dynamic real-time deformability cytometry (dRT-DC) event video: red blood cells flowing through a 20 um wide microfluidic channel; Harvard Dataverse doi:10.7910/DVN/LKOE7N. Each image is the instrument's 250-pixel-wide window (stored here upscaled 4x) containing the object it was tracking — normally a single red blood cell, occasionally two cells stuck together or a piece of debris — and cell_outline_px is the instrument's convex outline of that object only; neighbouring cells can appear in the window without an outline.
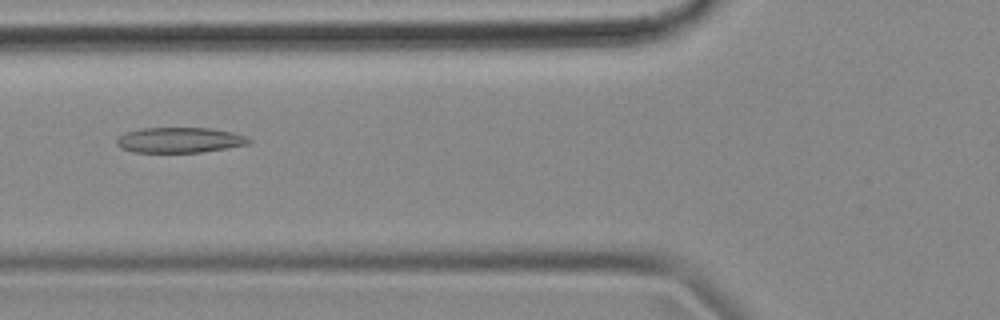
{"species": "common noctule bat (a hibernating species)", "species_latin": "Nyctalus noctula", "temperature_condition": "cold", "stored_images_in_passage": 34, "camera_frame_rate_fps": 3000, "um_per_image_px": 0.085, "animal": {"sex": "female", "body_mass_g": 18.4}, "frame": {"image": 1, "passage_image": 6, "time_ms": 1.667, "image_size_px": [1000, 320], "cell_outline_px": [[252, 140], [248, 144], [228, 148], [200, 152], [132, 152], [120, 148], [116, 144], [116, 140], [124, 132], [140, 128], [212, 128], [232, 132], [244, 136]], "centroid_in_image_um": [15.23, 11.9], "position_along_channel_um": 110.6, "area_um2": 19.59}}
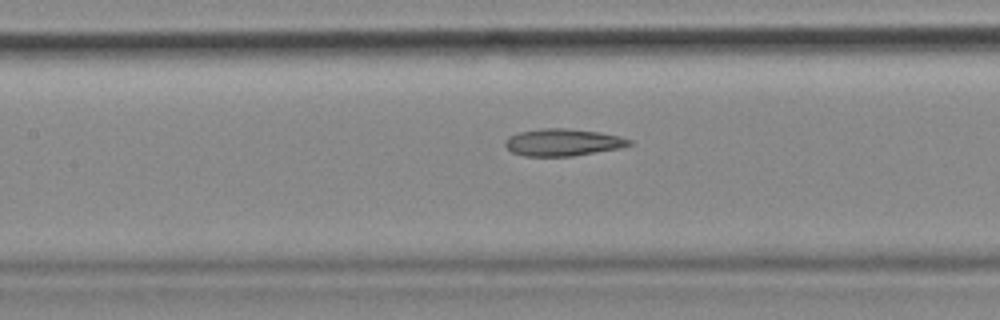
{"frame": {"image": 2, "passage_image": 10, "time_ms": 3.0, "image_size_px": [1000, 320], "cell_outline_px": [[632, 144], [620, 148], [572, 156], [524, 156], [512, 152], [504, 144], [504, 140], [508, 136], [520, 132], [540, 128], [564, 128], [600, 132], [620, 136], [632, 140]], "centroid_in_image_um": [47.83, 12.09], "position_along_channel_um": 159.6, "area_um2": 19.65}, "authors_computed_cell_mechanics": {"area_um2": 19.6809, "velocity_mm_per_s": 3.654, "shape_relaxation_time_tau1_ms": null, "shape_relaxation_time_tau2_ms": 3.3618, "deformation_change_tau1": null, "deformation_change_tau2": 0.1238}}